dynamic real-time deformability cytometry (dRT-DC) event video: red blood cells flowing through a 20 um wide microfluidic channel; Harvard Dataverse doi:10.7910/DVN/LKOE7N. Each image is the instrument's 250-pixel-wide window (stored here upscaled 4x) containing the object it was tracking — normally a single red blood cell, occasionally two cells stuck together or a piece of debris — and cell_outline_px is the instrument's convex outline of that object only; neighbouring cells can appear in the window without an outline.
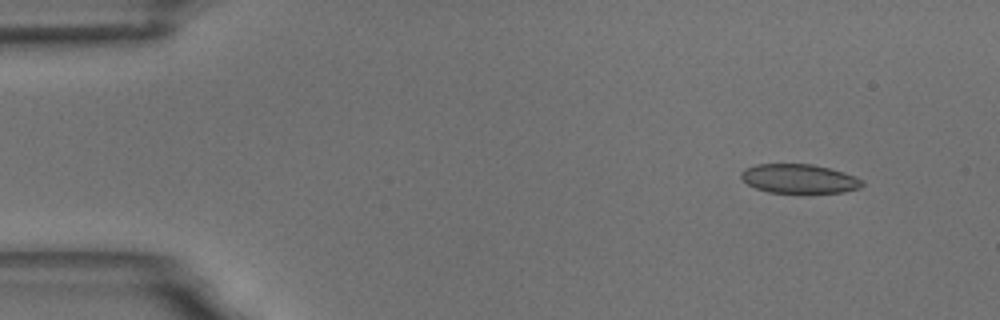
{"species": "common noctule bat (a hibernating species)", "species_latin": "Nyctalus noctula", "temperature_condition": "room temperature", "stored_images_in_passage": 5, "camera_frame_rate_fps": 3000, "um_per_image_px": 0.085, "animal": {"sex": "male", "body_mass_g": 18.8}, "frame": {"image": 1, "passage_image": 1, "time_ms": 0.0, "image_size_px": [1000, 320], "cell_outline_px": [[864, 184], [860, 188], [844, 192], [804, 196], [768, 192], [756, 188], [748, 184], [740, 176], [740, 172], [744, 168], [756, 164], [812, 164], [844, 172], [856, 176], [864, 180]], "centroid_in_image_um": [67.97, 15.24], "position_along_channel_um": 17.0, "area_um2": 21.62}}
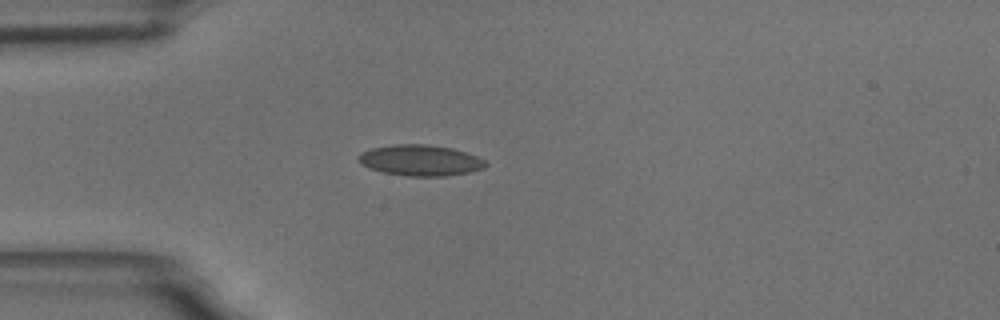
{"frame": {"image": 2, "passage_image": 4, "time_ms": 3.333, "image_size_px": [1000, 320], "cell_outline_px": [[488, 164], [484, 168], [468, 172], [448, 176], [408, 176], [384, 172], [368, 168], [360, 164], [356, 160], [356, 156], [372, 148], [392, 144], [424, 144], [452, 148], [476, 156], [484, 160]], "centroid_in_image_um": [35.69, 13.63], "position_along_channel_um": 49.3, "area_um2": 22.89}}